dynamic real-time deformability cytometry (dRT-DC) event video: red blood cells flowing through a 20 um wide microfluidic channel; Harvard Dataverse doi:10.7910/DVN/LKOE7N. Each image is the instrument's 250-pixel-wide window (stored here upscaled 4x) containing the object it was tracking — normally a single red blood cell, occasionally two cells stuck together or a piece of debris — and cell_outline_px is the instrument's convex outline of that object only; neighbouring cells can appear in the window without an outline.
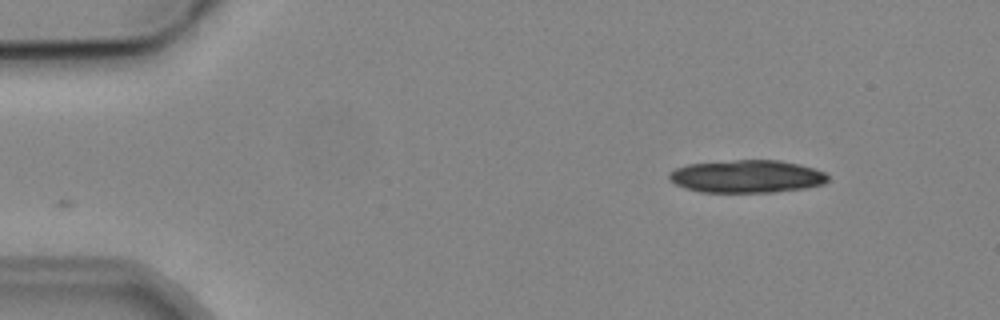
{"species": "common noctule bat (a hibernating species)", "species_latin": "Nyctalus noctula", "temperature_condition": "cold", "stored_images_in_passage": 2, "camera_frame_rate_fps": 3000, "um_per_image_px": 0.085, "animal": {"sex": "male", "body_mass_g": 19.2, "forearm_length_mm": 51.8}, "frame": {"image": 1, "passage_image": 2, "time_ms": 1.0, "image_size_px": [1000, 320], "cell_outline_px": [[828, 180], [824, 184], [804, 188], [772, 192], [700, 192], [684, 188], [668, 180], [668, 172], [676, 168], [688, 164], [736, 160], [780, 160], [800, 164], [824, 172], [828, 176]], "centroid_in_image_um": [63.45, 14.99], "position_along_channel_um": 21.6, "area_um2": 30.35}}